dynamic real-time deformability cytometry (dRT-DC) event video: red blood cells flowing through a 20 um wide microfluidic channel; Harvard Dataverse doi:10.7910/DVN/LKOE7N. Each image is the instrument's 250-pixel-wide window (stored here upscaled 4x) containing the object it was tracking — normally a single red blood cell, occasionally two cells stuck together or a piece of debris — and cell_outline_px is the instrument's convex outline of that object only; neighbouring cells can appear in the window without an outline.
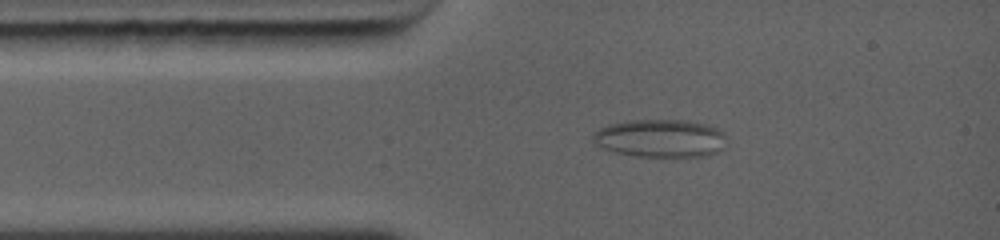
{"species": "common noctule bat (a hibernating species)", "species_latin": "Nyctalus noctula", "temperature_condition": "warm", "stored_images_in_passage": 42, "camera_frame_rate_fps": 5000, "um_per_image_px": 0.085, "animal": {"sex": "female", "body_mass_g": 19.0, "forearm_length_mm": 56.7}, "frame": {"image": 1, "passage_image": 5, "time_ms": 1.8, "image_size_px": [1000, 240], "cell_outline_px": [[724, 148], [720, 152], [708, 156], [632, 156], [600, 148], [592, 140], [592, 136], [600, 128], [612, 124], [628, 120], [680, 120], [704, 124], [716, 128], [724, 132]], "centroid_in_image_um": [56.13, 11.77], "position_along_channel_um": 28.9, "area_um2": 29.48}}
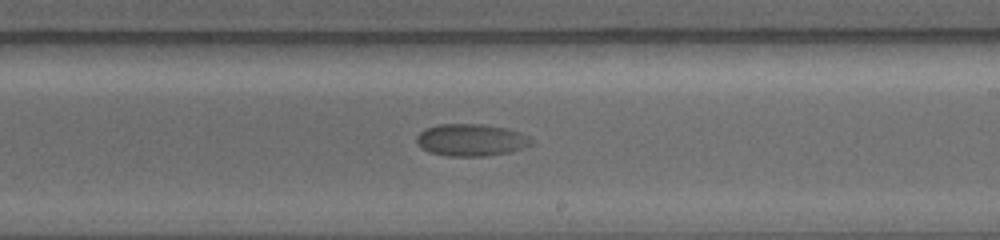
{"frame": {"image": 2, "passage_image": 20, "time_ms": 7.6, "image_size_px": [1000, 240], "cell_outline_px": [[532, 144], [524, 148], [512, 152], [488, 156], [448, 156], [428, 152], [420, 148], [416, 140], [416, 136], [420, 132], [428, 128], [440, 124], [480, 124], [504, 128], [520, 132], [528, 136], [532, 140]], "centroid_in_image_um": [40.05, 11.92], "position_along_channel_um": 249.0, "area_um2": 21.56}}
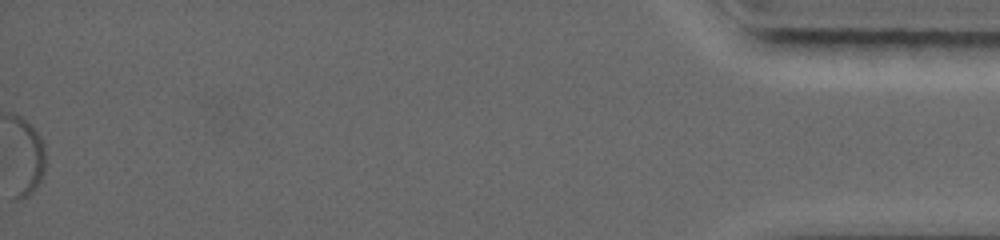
{"frame": {"image": 3, "passage_image": 42, "time_ms": 16.2, "image_size_px": [1000, 240], "cell_outline_px": [[44, 172], [36, 188], [28, 196], [16, 200], [12, 116], [16, 116], [24, 120], [36, 132], [40, 140], [44, 152]], "centroid_in_image_um": [2.27, 13.43], "position_along_channel_um": 432.9, "area_um2": 13.99}}